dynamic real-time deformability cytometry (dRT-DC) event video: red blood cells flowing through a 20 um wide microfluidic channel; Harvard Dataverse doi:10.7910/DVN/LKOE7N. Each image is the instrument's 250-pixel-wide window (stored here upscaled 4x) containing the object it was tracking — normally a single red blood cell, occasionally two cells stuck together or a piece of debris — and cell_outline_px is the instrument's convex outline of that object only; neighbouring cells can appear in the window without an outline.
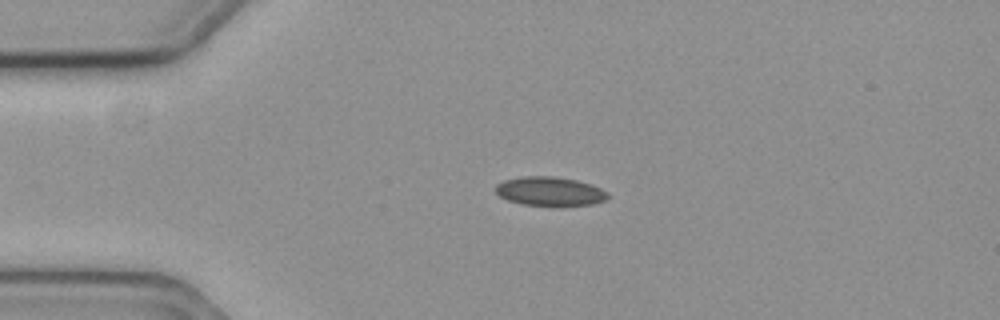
{"species": "common noctule bat (a hibernating species)", "species_latin": "Nyctalus noctula", "temperature_condition": "cold", "stored_images_in_passage": 58, "camera_frame_rate_fps": 3000, "um_per_image_px": 0.085, "animal": {"sex": "female", "body_mass_g": 19.3, "forearm_length_mm": 54.1}, "frame": {"image": 1, "passage_image": 13, "time_ms": 4.0, "image_size_px": [1000, 320], "cell_outline_px": [[608, 196], [604, 200], [592, 204], [556, 208], [552, 208], [524, 204], [508, 200], [500, 196], [496, 192], [496, 184], [504, 180], [520, 176], [552, 176], [576, 180], [600, 188], [608, 192]], "centroid_in_image_um": [46.73, 16.29], "position_along_channel_um": 38.3, "area_um2": 19.36}}
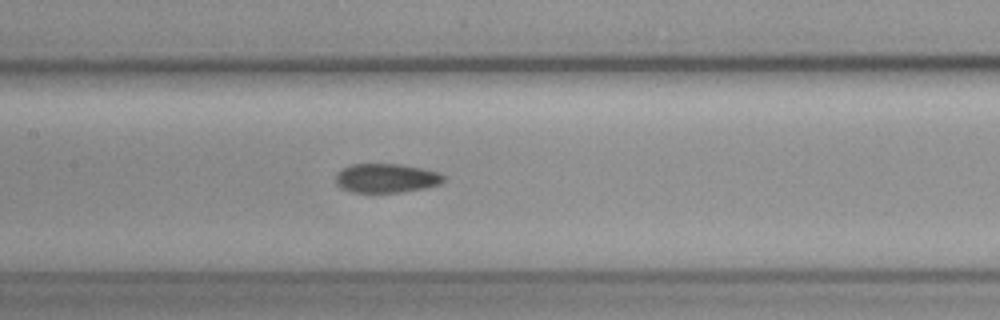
{"frame": {"image": 2, "passage_image": 27, "time_ms": 8.667, "image_size_px": [1000, 320], "cell_outline_px": [[444, 180], [440, 184], [424, 188], [400, 192], [352, 192], [340, 188], [336, 184], [336, 176], [340, 168], [352, 164], [400, 164], [424, 168], [436, 172], [444, 176]], "centroid_in_image_um": [32.8, 15.13], "position_along_channel_um": 174.6, "area_um2": 18.32}}
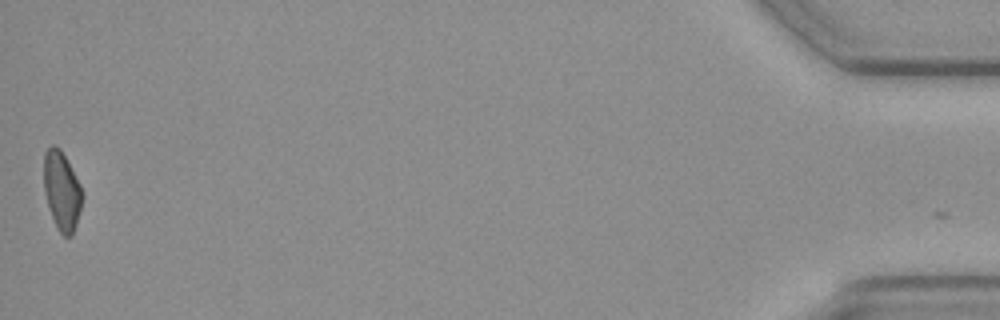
{"frame": {"image": 3, "passage_image": 57, "time_ms": 18.667, "image_size_px": [1000, 320], "cell_outline_px": [[80, 208], [76, 224], [72, 236], [64, 236], [60, 232], [48, 208], [44, 192], [44, 152], [52, 144], [60, 148], [80, 184]], "centroid_in_image_um": [5.21, 16.19], "position_along_channel_um": 430.0, "area_um2": 17.17}}